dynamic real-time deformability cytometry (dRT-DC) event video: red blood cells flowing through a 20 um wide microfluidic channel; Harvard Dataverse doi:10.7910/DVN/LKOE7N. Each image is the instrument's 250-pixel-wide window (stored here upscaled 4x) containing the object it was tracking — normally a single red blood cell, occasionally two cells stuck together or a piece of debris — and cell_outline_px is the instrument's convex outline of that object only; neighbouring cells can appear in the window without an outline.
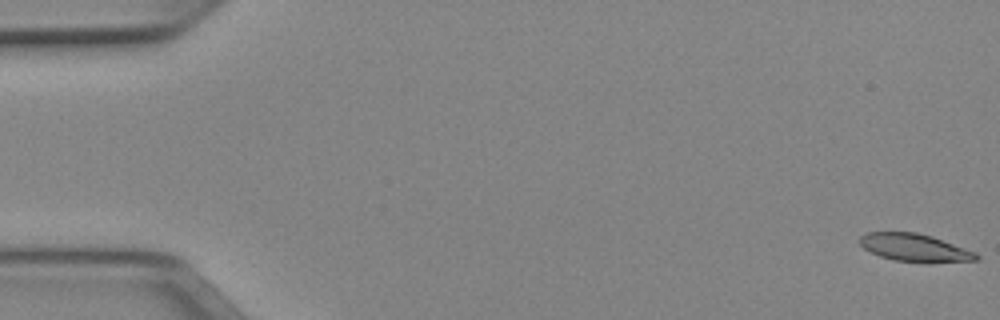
{"species": "Egyptian fruit bat (a non-hibernating species)", "species_latin": "Rousettus aegyptiacus", "temperature_condition": "cold", "stored_images_in_passage": 53, "segment_of_instrument_passage": [1, 2], "camera_frame_rate_fps": 3000, "um_per_image_px": 0.085, "animal": {"sex": "female"}, "frame": {"image": 1, "passage_image": 1, "time_ms": 0.0, "image_size_px": [1000, 320], "cell_outline_px": [[980, 260], [896, 260], [880, 256], [864, 248], [856, 240], [860, 236], [868, 232], [916, 232], [932, 236], [976, 252], [980, 256]], "centroid_in_image_um": [77.68, 21.0], "position_along_channel_um": 7.3, "area_um2": 18.03}}
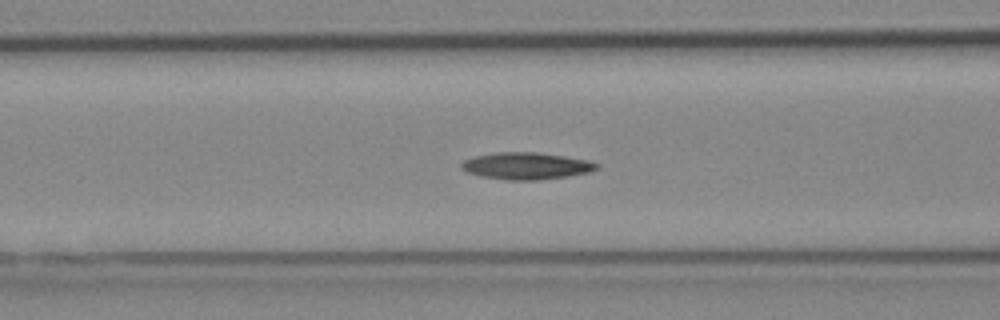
{"frame": {"image": 2, "passage_image": 21, "time_ms": 6.667, "image_size_px": [1000, 320], "cell_outline_px": [[600, 168], [592, 172], [568, 176], [540, 180], [508, 180], [480, 176], [468, 172], [460, 168], [460, 164], [464, 160], [472, 156], [492, 152], [540, 152], [588, 160], [600, 164]], "centroid_in_image_um": [44.75, 14.09], "position_along_channel_um": 121.9, "area_um2": 21.62}}
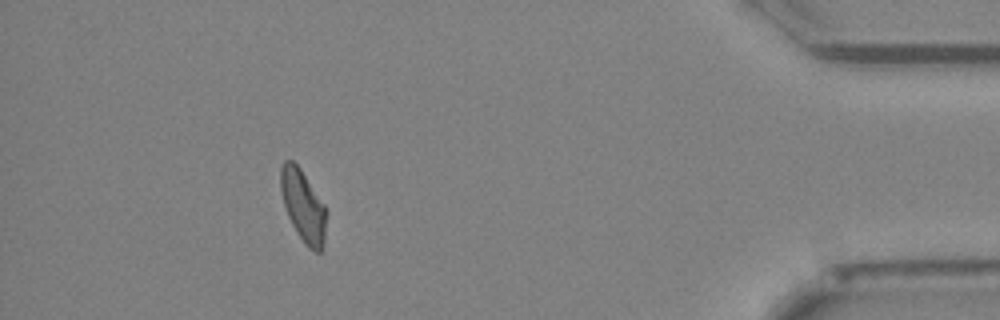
{"frame": {"image": 3, "passage_image": 47, "time_ms": 15.333, "image_size_px": [1000, 320], "cell_outline_px": [[328, 212], [324, 248], [320, 252], [316, 252], [308, 248], [304, 244], [292, 224], [288, 216], [284, 204], [280, 188], [280, 168], [284, 160], [292, 160], [300, 168], [324, 204]], "centroid_in_image_um": [25.8, 17.54], "position_along_channel_um": 409.4, "area_um2": 19.36}}